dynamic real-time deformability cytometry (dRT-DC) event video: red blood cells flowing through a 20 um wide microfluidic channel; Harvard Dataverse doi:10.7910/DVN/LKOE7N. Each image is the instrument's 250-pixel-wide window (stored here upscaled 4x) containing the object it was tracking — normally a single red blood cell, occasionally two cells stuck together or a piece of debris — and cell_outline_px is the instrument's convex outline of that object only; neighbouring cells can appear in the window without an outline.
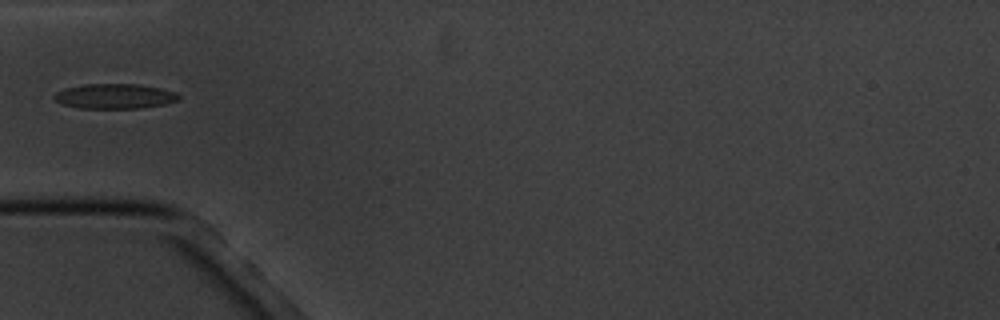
{"species": "common noctule bat (a hibernating species)", "species_latin": "Nyctalus noctula", "temperature_condition": "cold", "stored_images_in_passage": 1, "camera_frame_rate_fps": 3000, "um_per_image_px": 0.085, "animal": {"sex": "male", "body_mass_g": 20.1, "forearm_length_mm": 53.5}, "frame": {"image": 1, "passage_image": 1, "time_ms": 0.0, "image_size_px": [1000, 320], "cell_outline_px": [[180, 100], [164, 104], [144, 108], [80, 108], [64, 104], [56, 100], [52, 96], [56, 92], [64, 88], [84, 84], [136, 84], [160, 88], [176, 92], [180, 96]], "centroid_in_image_um": [9.77, 8.18], "position_along_channel_um": 75.2, "area_um2": 18.09}}